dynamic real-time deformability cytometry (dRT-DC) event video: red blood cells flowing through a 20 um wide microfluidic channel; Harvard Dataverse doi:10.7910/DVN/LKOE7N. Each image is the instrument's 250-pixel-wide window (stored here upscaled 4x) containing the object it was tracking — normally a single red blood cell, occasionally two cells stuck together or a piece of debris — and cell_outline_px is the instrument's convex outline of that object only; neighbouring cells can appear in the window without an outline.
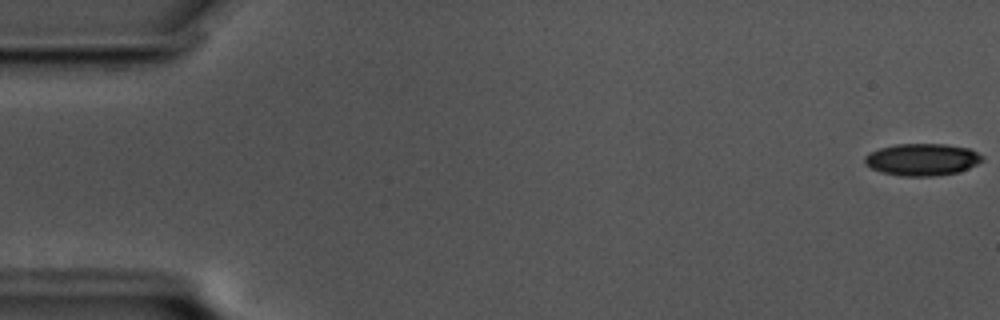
{"species": "common noctule bat (a hibernating species)", "species_latin": "Nyctalus noctula", "temperature_condition": "cold", "stored_images_in_passage": 53, "camera_frame_rate_fps": 3000, "um_per_image_px": 0.085, "animal": {"sex": "male", "body_mass_g": 17.5, "forearm_length_mm": 52.3}, "frame": {"image": 1, "passage_image": 1, "time_ms": 0.0, "image_size_px": [1000, 320], "cell_outline_px": [[984, 160], [968, 168], [956, 172], [936, 176], [900, 176], [880, 172], [864, 164], [864, 156], [880, 148], [896, 144], [944, 144], [968, 148], [984, 156]], "centroid_in_image_um": [78.37, 13.56], "position_along_channel_um": 6.6, "area_um2": 21.91}}
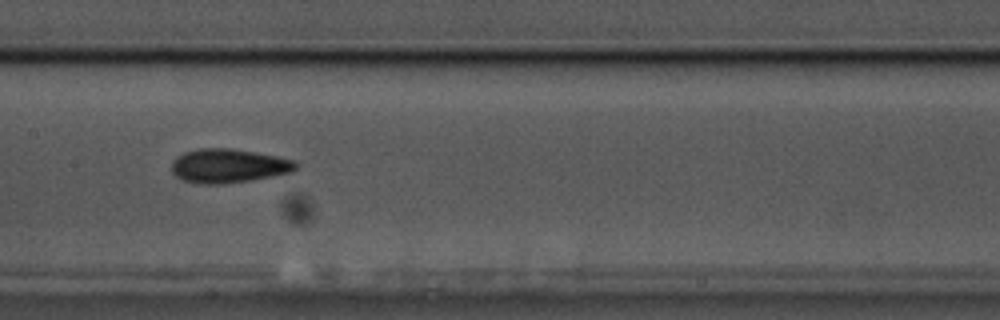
{"frame": {"image": 2, "passage_image": 29, "time_ms": 9.333, "image_size_px": [1000, 320], "cell_outline_px": [[296, 168], [292, 172], [272, 176], [248, 180], [220, 184], [200, 184], [184, 180], [176, 176], [172, 172], [172, 160], [176, 156], [184, 152], [200, 148], [232, 148], [276, 156], [292, 160], [296, 164]], "centroid_in_image_um": [19.37, 14.09], "position_along_channel_um": 188.0, "area_um2": 24.39}}
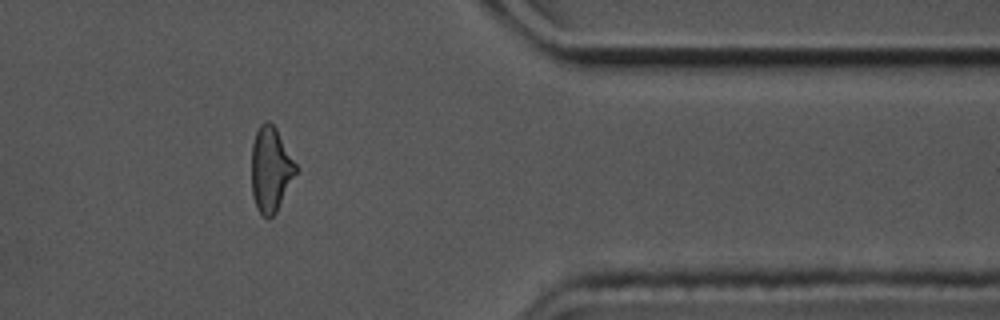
{"frame": {"image": 3, "passage_image": 48, "time_ms": 15.667, "image_size_px": [1000, 320], "cell_outline_px": [[296, 172], [276, 212], [268, 220], [256, 208], [252, 196], [252, 144], [256, 132], [260, 124], [264, 120], [268, 120], [276, 128], [296, 164]], "centroid_in_image_um": [22.98, 14.39], "position_along_channel_um": 388.4, "area_um2": 21.68}, "authors_computed_cell_mechanics": {"area_um2": 22.6576, "velocity_mm_per_s": 3.4703, "shape_relaxation_time_tau1_ms": 5.6915, "shape_relaxation_time_tau2_ms": 4.4386, "deformation_change_tau1": 0.1517, "deformation_change_tau2": 0.1234}}